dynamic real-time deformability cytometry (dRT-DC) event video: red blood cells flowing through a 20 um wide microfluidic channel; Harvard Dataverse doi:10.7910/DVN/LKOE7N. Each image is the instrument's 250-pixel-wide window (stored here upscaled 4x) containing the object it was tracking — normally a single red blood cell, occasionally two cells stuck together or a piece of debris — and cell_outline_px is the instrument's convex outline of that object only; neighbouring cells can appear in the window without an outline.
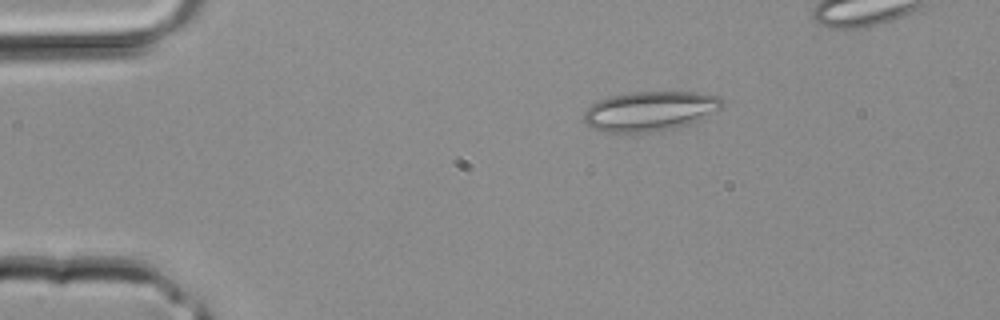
{"species": "common noctule bat (a hibernating species)", "species_latin": "Nyctalus noctula", "temperature_condition": "room temperature", "stored_images_in_passage": 3, "camera_frame_rate_fps": 3000, "um_per_image_px": 0.085, "animal": {"sex": "male", "body_mass_g": 20.4}, "frame": {"image": 1, "passage_image": 1, "time_ms": 0.0, "image_size_px": [1000, 320], "cell_outline_px": [[724, 104], [720, 108], [688, 124], [676, 128], [652, 132], [604, 132], [592, 128], [584, 120], [584, 112], [592, 104], [608, 96], [632, 92], [696, 92], [720, 96]], "centroid_in_image_um": [55.23, 9.44], "position_along_channel_um": 29.8, "area_um2": 31.73}}